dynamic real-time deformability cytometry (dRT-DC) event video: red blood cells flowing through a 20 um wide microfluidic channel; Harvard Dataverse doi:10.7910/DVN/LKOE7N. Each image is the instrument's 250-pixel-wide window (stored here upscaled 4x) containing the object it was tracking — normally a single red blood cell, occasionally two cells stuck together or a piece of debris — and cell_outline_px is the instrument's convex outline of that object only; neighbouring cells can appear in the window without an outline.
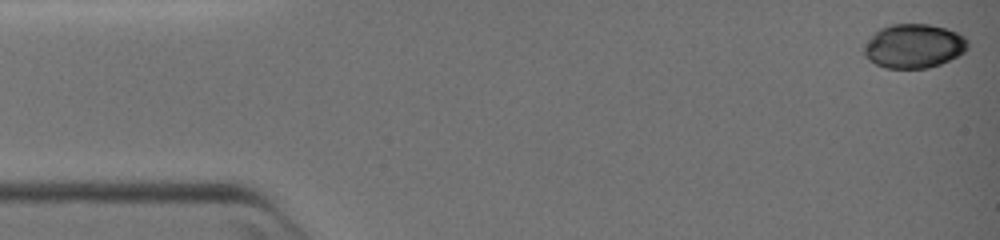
{"species": "common noctule bat (a hibernating species)", "species_latin": "Nyctalus noctula", "temperature_condition": "warm", "stored_images_in_passage": 55, "camera_frame_rate_fps": 3000, "um_per_image_px": 0.085, "animal": {"sex": "female", "body_mass_g": 19.0, "forearm_length_mm": 51.5}, "frame": {"image": 1, "passage_image": 1, "time_ms": 0.0, "image_size_px": [1000, 240], "cell_outline_px": [[968, 48], [964, 52], [940, 64], [928, 68], [884, 68], [868, 60], [864, 56], [864, 48], [868, 40], [880, 28], [892, 24], [928, 24], [944, 28], [956, 32], [964, 36], [968, 40]], "centroid_in_image_um": [77.67, 3.92], "position_along_channel_um": 7.3, "area_um2": 26.53}}
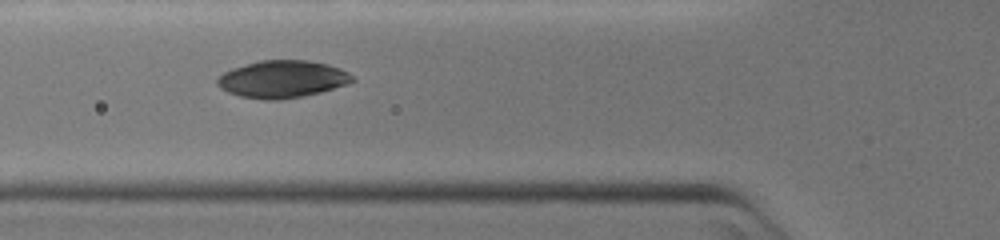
{"frame": {"image": 2, "passage_image": 22, "time_ms": 7.0, "image_size_px": [1000, 240], "cell_outline_px": [[356, 80], [348, 84], [320, 92], [304, 96], [280, 100], [264, 100], [240, 96], [228, 92], [220, 88], [216, 84], [216, 80], [224, 72], [232, 68], [260, 60], [308, 60], [328, 64], [340, 68], [348, 72]], "centroid_in_image_um": [24.0, 6.73], "position_along_channel_um": 101.8, "area_um2": 29.48}}
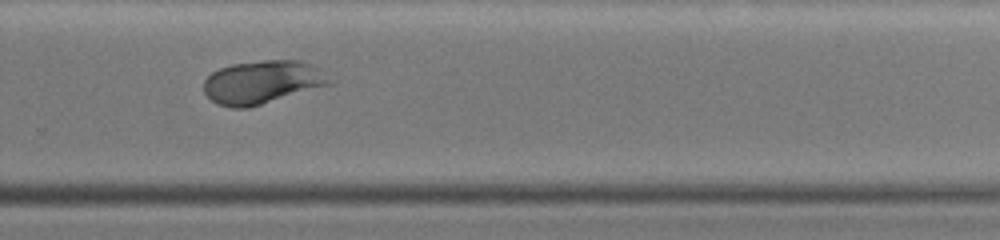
{"frame": {"image": 3, "passage_image": 42, "time_ms": 13.667, "image_size_px": [1000, 240], "cell_outline_px": [[332, 84], [248, 108], [232, 108], [216, 104], [204, 92], [204, 80], [212, 72], [220, 68], [232, 64], [264, 60], [300, 60], [308, 64], [332, 80]], "centroid_in_image_um": [22.24, 7.0], "position_along_channel_um": 307.6, "area_um2": 31.33}}